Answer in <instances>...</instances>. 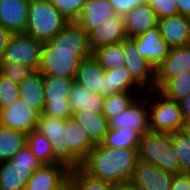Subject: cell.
<instances>
[{
    "instance_id": "83f0119b",
    "label": "cell",
    "mask_w": 190,
    "mask_h": 190,
    "mask_svg": "<svg viewBox=\"0 0 190 190\" xmlns=\"http://www.w3.org/2000/svg\"><path fill=\"white\" fill-rule=\"evenodd\" d=\"M27 133L0 125V162L11 160L26 145Z\"/></svg>"
},
{
    "instance_id": "4fadbf2b",
    "label": "cell",
    "mask_w": 190,
    "mask_h": 190,
    "mask_svg": "<svg viewBox=\"0 0 190 190\" xmlns=\"http://www.w3.org/2000/svg\"><path fill=\"white\" fill-rule=\"evenodd\" d=\"M190 71L189 45L170 48L167 57L155 68L154 89L159 90L169 79Z\"/></svg>"
},
{
    "instance_id": "484cf974",
    "label": "cell",
    "mask_w": 190,
    "mask_h": 190,
    "mask_svg": "<svg viewBox=\"0 0 190 190\" xmlns=\"http://www.w3.org/2000/svg\"><path fill=\"white\" fill-rule=\"evenodd\" d=\"M68 100L72 112L84 109L89 112L103 113L104 96L89 91L77 82L72 85Z\"/></svg>"
},
{
    "instance_id": "d6986e66",
    "label": "cell",
    "mask_w": 190,
    "mask_h": 190,
    "mask_svg": "<svg viewBox=\"0 0 190 190\" xmlns=\"http://www.w3.org/2000/svg\"><path fill=\"white\" fill-rule=\"evenodd\" d=\"M30 0H0V26L13 34L25 33Z\"/></svg>"
},
{
    "instance_id": "f6af8a7d",
    "label": "cell",
    "mask_w": 190,
    "mask_h": 190,
    "mask_svg": "<svg viewBox=\"0 0 190 190\" xmlns=\"http://www.w3.org/2000/svg\"><path fill=\"white\" fill-rule=\"evenodd\" d=\"M180 132L190 139V121H185L182 124Z\"/></svg>"
},
{
    "instance_id": "3957f363",
    "label": "cell",
    "mask_w": 190,
    "mask_h": 190,
    "mask_svg": "<svg viewBox=\"0 0 190 190\" xmlns=\"http://www.w3.org/2000/svg\"><path fill=\"white\" fill-rule=\"evenodd\" d=\"M68 22L49 0H30L25 34L45 43L55 37Z\"/></svg>"
},
{
    "instance_id": "74e56055",
    "label": "cell",
    "mask_w": 190,
    "mask_h": 190,
    "mask_svg": "<svg viewBox=\"0 0 190 190\" xmlns=\"http://www.w3.org/2000/svg\"><path fill=\"white\" fill-rule=\"evenodd\" d=\"M34 70L15 63H0V75L15 83H21Z\"/></svg>"
},
{
    "instance_id": "f35d334b",
    "label": "cell",
    "mask_w": 190,
    "mask_h": 190,
    "mask_svg": "<svg viewBox=\"0 0 190 190\" xmlns=\"http://www.w3.org/2000/svg\"><path fill=\"white\" fill-rule=\"evenodd\" d=\"M146 3L155 11L159 19L179 15L175 0H146Z\"/></svg>"
},
{
    "instance_id": "e0dca14e",
    "label": "cell",
    "mask_w": 190,
    "mask_h": 190,
    "mask_svg": "<svg viewBox=\"0 0 190 190\" xmlns=\"http://www.w3.org/2000/svg\"><path fill=\"white\" fill-rule=\"evenodd\" d=\"M88 37L92 51L104 45L122 42L127 38L123 15L109 17L93 29Z\"/></svg>"
},
{
    "instance_id": "836d02e7",
    "label": "cell",
    "mask_w": 190,
    "mask_h": 190,
    "mask_svg": "<svg viewBox=\"0 0 190 190\" xmlns=\"http://www.w3.org/2000/svg\"><path fill=\"white\" fill-rule=\"evenodd\" d=\"M69 179L77 190H116V185L91 177L80 167L70 170Z\"/></svg>"
},
{
    "instance_id": "bcb514c9",
    "label": "cell",
    "mask_w": 190,
    "mask_h": 190,
    "mask_svg": "<svg viewBox=\"0 0 190 190\" xmlns=\"http://www.w3.org/2000/svg\"><path fill=\"white\" fill-rule=\"evenodd\" d=\"M116 190H141V189L134 187L130 183H124L117 185Z\"/></svg>"
},
{
    "instance_id": "60d3db41",
    "label": "cell",
    "mask_w": 190,
    "mask_h": 190,
    "mask_svg": "<svg viewBox=\"0 0 190 190\" xmlns=\"http://www.w3.org/2000/svg\"><path fill=\"white\" fill-rule=\"evenodd\" d=\"M170 190H190V172L173 174Z\"/></svg>"
},
{
    "instance_id": "ffe728a7",
    "label": "cell",
    "mask_w": 190,
    "mask_h": 190,
    "mask_svg": "<svg viewBox=\"0 0 190 190\" xmlns=\"http://www.w3.org/2000/svg\"><path fill=\"white\" fill-rule=\"evenodd\" d=\"M123 17L127 38L144 34L149 29L158 26L159 22L157 14L146 2L135 7Z\"/></svg>"
},
{
    "instance_id": "52a82bcc",
    "label": "cell",
    "mask_w": 190,
    "mask_h": 190,
    "mask_svg": "<svg viewBox=\"0 0 190 190\" xmlns=\"http://www.w3.org/2000/svg\"><path fill=\"white\" fill-rule=\"evenodd\" d=\"M66 119L40 114L35 131L45 135L52 143L53 155L62 164L70 169L80 167L82 161L66 145Z\"/></svg>"
},
{
    "instance_id": "7c38bea8",
    "label": "cell",
    "mask_w": 190,
    "mask_h": 190,
    "mask_svg": "<svg viewBox=\"0 0 190 190\" xmlns=\"http://www.w3.org/2000/svg\"><path fill=\"white\" fill-rule=\"evenodd\" d=\"M173 174L138 159L129 183L141 190H170Z\"/></svg>"
},
{
    "instance_id": "8992f818",
    "label": "cell",
    "mask_w": 190,
    "mask_h": 190,
    "mask_svg": "<svg viewBox=\"0 0 190 190\" xmlns=\"http://www.w3.org/2000/svg\"><path fill=\"white\" fill-rule=\"evenodd\" d=\"M41 166L25 145L11 160L0 162V190H25L31 175Z\"/></svg>"
},
{
    "instance_id": "f546056e",
    "label": "cell",
    "mask_w": 190,
    "mask_h": 190,
    "mask_svg": "<svg viewBox=\"0 0 190 190\" xmlns=\"http://www.w3.org/2000/svg\"><path fill=\"white\" fill-rule=\"evenodd\" d=\"M92 56L104 70L125 66L122 42L101 46L92 51Z\"/></svg>"
},
{
    "instance_id": "8d00e7d4",
    "label": "cell",
    "mask_w": 190,
    "mask_h": 190,
    "mask_svg": "<svg viewBox=\"0 0 190 190\" xmlns=\"http://www.w3.org/2000/svg\"><path fill=\"white\" fill-rule=\"evenodd\" d=\"M69 21H76L86 0H49Z\"/></svg>"
},
{
    "instance_id": "f1b7e54d",
    "label": "cell",
    "mask_w": 190,
    "mask_h": 190,
    "mask_svg": "<svg viewBox=\"0 0 190 190\" xmlns=\"http://www.w3.org/2000/svg\"><path fill=\"white\" fill-rule=\"evenodd\" d=\"M26 145L42 165L60 163L53 155L52 143L45 135L33 130L27 133Z\"/></svg>"
},
{
    "instance_id": "d590c367",
    "label": "cell",
    "mask_w": 190,
    "mask_h": 190,
    "mask_svg": "<svg viewBox=\"0 0 190 190\" xmlns=\"http://www.w3.org/2000/svg\"><path fill=\"white\" fill-rule=\"evenodd\" d=\"M19 85L0 75V109L13 105L19 100Z\"/></svg>"
},
{
    "instance_id": "7dc6e473",
    "label": "cell",
    "mask_w": 190,
    "mask_h": 190,
    "mask_svg": "<svg viewBox=\"0 0 190 190\" xmlns=\"http://www.w3.org/2000/svg\"><path fill=\"white\" fill-rule=\"evenodd\" d=\"M57 190H77L73 182L69 179Z\"/></svg>"
},
{
    "instance_id": "cb8c5ba5",
    "label": "cell",
    "mask_w": 190,
    "mask_h": 190,
    "mask_svg": "<svg viewBox=\"0 0 190 190\" xmlns=\"http://www.w3.org/2000/svg\"><path fill=\"white\" fill-rule=\"evenodd\" d=\"M125 91H145L132 77L126 66L105 70L102 96Z\"/></svg>"
},
{
    "instance_id": "2e32d148",
    "label": "cell",
    "mask_w": 190,
    "mask_h": 190,
    "mask_svg": "<svg viewBox=\"0 0 190 190\" xmlns=\"http://www.w3.org/2000/svg\"><path fill=\"white\" fill-rule=\"evenodd\" d=\"M132 39L135 41L136 49L140 55L154 68H156L169 53L170 47L161 37L158 26Z\"/></svg>"
},
{
    "instance_id": "ab89813d",
    "label": "cell",
    "mask_w": 190,
    "mask_h": 190,
    "mask_svg": "<svg viewBox=\"0 0 190 190\" xmlns=\"http://www.w3.org/2000/svg\"><path fill=\"white\" fill-rule=\"evenodd\" d=\"M116 14L125 15L135 7L142 5L146 0H109Z\"/></svg>"
},
{
    "instance_id": "9a60e30c",
    "label": "cell",
    "mask_w": 190,
    "mask_h": 190,
    "mask_svg": "<svg viewBox=\"0 0 190 190\" xmlns=\"http://www.w3.org/2000/svg\"><path fill=\"white\" fill-rule=\"evenodd\" d=\"M70 170L62 163L42 165L33 172L25 190H57L69 180Z\"/></svg>"
},
{
    "instance_id": "44dd1931",
    "label": "cell",
    "mask_w": 190,
    "mask_h": 190,
    "mask_svg": "<svg viewBox=\"0 0 190 190\" xmlns=\"http://www.w3.org/2000/svg\"><path fill=\"white\" fill-rule=\"evenodd\" d=\"M114 15L116 12L109 0H86L75 22L89 34L100 23Z\"/></svg>"
},
{
    "instance_id": "4316f807",
    "label": "cell",
    "mask_w": 190,
    "mask_h": 190,
    "mask_svg": "<svg viewBox=\"0 0 190 190\" xmlns=\"http://www.w3.org/2000/svg\"><path fill=\"white\" fill-rule=\"evenodd\" d=\"M66 145L71 151L83 161L91 149L95 146L89 139L88 134L82 125L75 122L73 118L66 119L65 130Z\"/></svg>"
},
{
    "instance_id": "4dcf8cb0",
    "label": "cell",
    "mask_w": 190,
    "mask_h": 190,
    "mask_svg": "<svg viewBox=\"0 0 190 190\" xmlns=\"http://www.w3.org/2000/svg\"><path fill=\"white\" fill-rule=\"evenodd\" d=\"M145 92L146 91H125L104 96V116L110 120L117 113L122 112L125 108L130 106L138 96L145 94Z\"/></svg>"
},
{
    "instance_id": "8fae6325",
    "label": "cell",
    "mask_w": 190,
    "mask_h": 190,
    "mask_svg": "<svg viewBox=\"0 0 190 190\" xmlns=\"http://www.w3.org/2000/svg\"><path fill=\"white\" fill-rule=\"evenodd\" d=\"M125 66L134 80L145 90L154 89L155 68L136 49L132 38L122 41Z\"/></svg>"
},
{
    "instance_id": "7bdbcfd3",
    "label": "cell",
    "mask_w": 190,
    "mask_h": 190,
    "mask_svg": "<svg viewBox=\"0 0 190 190\" xmlns=\"http://www.w3.org/2000/svg\"><path fill=\"white\" fill-rule=\"evenodd\" d=\"M179 105L183 113L184 121H190V94L180 100Z\"/></svg>"
},
{
    "instance_id": "5b68a950",
    "label": "cell",
    "mask_w": 190,
    "mask_h": 190,
    "mask_svg": "<svg viewBox=\"0 0 190 190\" xmlns=\"http://www.w3.org/2000/svg\"><path fill=\"white\" fill-rule=\"evenodd\" d=\"M149 104V129L153 132L174 133L185 122L179 102L168 99L157 89L145 92Z\"/></svg>"
},
{
    "instance_id": "7402d4cb",
    "label": "cell",
    "mask_w": 190,
    "mask_h": 190,
    "mask_svg": "<svg viewBox=\"0 0 190 190\" xmlns=\"http://www.w3.org/2000/svg\"><path fill=\"white\" fill-rule=\"evenodd\" d=\"M18 85L19 99L41 114L45 104L44 75L38 70L33 71Z\"/></svg>"
},
{
    "instance_id": "b9f144b4",
    "label": "cell",
    "mask_w": 190,
    "mask_h": 190,
    "mask_svg": "<svg viewBox=\"0 0 190 190\" xmlns=\"http://www.w3.org/2000/svg\"><path fill=\"white\" fill-rule=\"evenodd\" d=\"M13 33L8 29H5L0 26V61L2 59L5 48L8 45V42L11 40Z\"/></svg>"
},
{
    "instance_id": "ee69618b",
    "label": "cell",
    "mask_w": 190,
    "mask_h": 190,
    "mask_svg": "<svg viewBox=\"0 0 190 190\" xmlns=\"http://www.w3.org/2000/svg\"><path fill=\"white\" fill-rule=\"evenodd\" d=\"M180 15L190 17V0H175Z\"/></svg>"
},
{
    "instance_id": "d4e9b609",
    "label": "cell",
    "mask_w": 190,
    "mask_h": 190,
    "mask_svg": "<svg viewBox=\"0 0 190 190\" xmlns=\"http://www.w3.org/2000/svg\"><path fill=\"white\" fill-rule=\"evenodd\" d=\"M105 70L93 56L81 61L75 76V82L83 85L91 92L102 95L104 89Z\"/></svg>"
},
{
    "instance_id": "30bf717a",
    "label": "cell",
    "mask_w": 190,
    "mask_h": 190,
    "mask_svg": "<svg viewBox=\"0 0 190 190\" xmlns=\"http://www.w3.org/2000/svg\"><path fill=\"white\" fill-rule=\"evenodd\" d=\"M122 127L127 130H135L141 136L150 131L149 104L145 94L138 96L130 106L109 120V128L119 129Z\"/></svg>"
},
{
    "instance_id": "ac0fdd59",
    "label": "cell",
    "mask_w": 190,
    "mask_h": 190,
    "mask_svg": "<svg viewBox=\"0 0 190 190\" xmlns=\"http://www.w3.org/2000/svg\"><path fill=\"white\" fill-rule=\"evenodd\" d=\"M161 37L170 48L188 45L190 42V17L175 15L160 18L158 22Z\"/></svg>"
},
{
    "instance_id": "277c9868",
    "label": "cell",
    "mask_w": 190,
    "mask_h": 190,
    "mask_svg": "<svg viewBox=\"0 0 190 190\" xmlns=\"http://www.w3.org/2000/svg\"><path fill=\"white\" fill-rule=\"evenodd\" d=\"M138 159L154 164L172 174L180 172L170 133L145 132L140 137Z\"/></svg>"
},
{
    "instance_id": "5bb4252c",
    "label": "cell",
    "mask_w": 190,
    "mask_h": 190,
    "mask_svg": "<svg viewBox=\"0 0 190 190\" xmlns=\"http://www.w3.org/2000/svg\"><path fill=\"white\" fill-rule=\"evenodd\" d=\"M39 115L36 109L19 99L13 105L0 109V125L29 133L35 130Z\"/></svg>"
},
{
    "instance_id": "6da1fadb",
    "label": "cell",
    "mask_w": 190,
    "mask_h": 190,
    "mask_svg": "<svg viewBox=\"0 0 190 190\" xmlns=\"http://www.w3.org/2000/svg\"><path fill=\"white\" fill-rule=\"evenodd\" d=\"M91 56L88 33L71 21L43 44L38 71L44 76L75 79L81 61Z\"/></svg>"
},
{
    "instance_id": "603a6c76",
    "label": "cell",
    "mask_w": 190,
    "mask_h": 190,
    "mask_svg": "<svg viewBox=\"0 0 190 190\" xmlns=\"http://www.w3.org/2000/svg\"><path fill=\"white\" fill-rule=\"evenodd\" d=\"M72 118L83 126L94 145L102 143L105 134L109 130V120L103 113H94L83 109L72 112Z\"/></svg>"
},
{
    "instance_id": "ba28073f",
    "label": "cell",
    "mask_w": 190,
    "mask_h": 190,
    "mask_svg": "<svg viewBox=\"0 0 190 190\" xmlns=\"http://www.w3.org/2000/svg\"><path fill=\"white\" fill-rule=\"evenodd\" d=\"M43 42L25 33L13 34L4 50L0 63H15L37 71Z\"/></svg>"
},
{
    "instance_id": "7a4b0ae2",
    "label": "cell",
    "mask_w": 190,
    "mask_h": 190,
    "mask_svg": "<svg viewBox=\"0 0 190 190\" xmlns=\"http://www.w3.org/2000/svg\"><path fill=\"white\" fill-rule=\"evenodd\" d=\"M138 162V148L95 145L80 168L89 176L114 185L129 183Z\"/></svg>"
},
{
    "instance_id": "1f68e13d",
    "label": "cell",
    "mask_w": 190,
    "mask_h": 190,
    "mask_svg": "<svg viewBox=\"0 0 190 190\" xmlns=\"http://www.w3.org/2000/svg\"><path fill=\"white\" fill-rule=\"evenodd\" d=\"M141 135L135 130L126 128L113 129L109 128L105 134L102 144L107 147L128 149L138 148Z\"/></svg>"
},
{
    "instance_id": "e575fe53",
    "label": "cell",
    "mask_w": 190,
    "mask_h": 190,
    "mask_svg": "<svg viewBox=\"0 0 190 190\" xmlns=\"http://www.w3.org/2000/svg\"><path fill=\"white\" fill-rule=\"evenodd\" d=\"M180 172H190V139L180 131L170 133Z\"/></svg>"
},
{
    "instance_id": "9c48e42d",
    "label": "cell",
    "mask_w": 190,
    "mask_h": 190,
    "mask_svg": "<svg viewBox=\"0 0 190 190\" xmlns=\"http://www.w3.org/2000/svg\"><path fill=\"white\" fill-rule=\"evenodd\" d=\"M75 79L44 76L45 104L41 114L61 119L72 118L69 93Z\"/></svg>"
},
{
    "instance_id": "d6a6232c",
    "label": "cell",
    "mask_w": 190,
    "mask_h": 190,
    "mask_svg": "<svg viewBox=\"0 0 190 190\" xmlns=\"http://www.w3.org/2000/svg\"><path fill=\"white\" fill-rule=\"evenodd\" d=\"M159 91L168 99L179 102L190 94V71L172 77L159 89Z\"/></svg>"
}]
</instances>
